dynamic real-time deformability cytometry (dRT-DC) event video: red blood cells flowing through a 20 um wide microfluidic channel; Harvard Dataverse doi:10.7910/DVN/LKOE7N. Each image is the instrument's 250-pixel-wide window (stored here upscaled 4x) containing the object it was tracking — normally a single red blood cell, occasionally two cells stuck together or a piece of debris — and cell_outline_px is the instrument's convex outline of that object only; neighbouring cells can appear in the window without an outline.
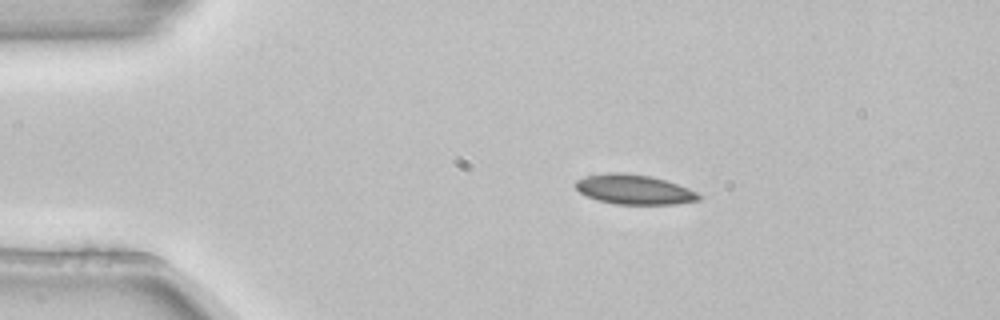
{"species": "common noctule bat (a hibernating species)", "species_latin": "Nyctalus noctula", "temperature_condition": "room temperature", "stored_images_in_passage": 3, "camera_frame_rate_fps": 3000, "um_per_image_px": 0.085, "animal": {"sex": "female", "body_mass_g": 22.7, "forearm_length_mm": 54.2}, "frame": {"image": 1, "passage_image": 2, "time_ms": 0.333, "image_size_px": [1000, 320], "cell_outline_px": [[700, 200], [676, 204], [616, 204], [600, 200], [588, 196], [580, 192], [572, 184], [576, 180], [584, 176], [612, 172], [620, 172], [652, 176], [688, 188], [696, 192], [700, 196]], "centroid_in_image_um": [53.87, 16.1], "position_along_channel_um": 31.1, "area_um2": 21.21}}